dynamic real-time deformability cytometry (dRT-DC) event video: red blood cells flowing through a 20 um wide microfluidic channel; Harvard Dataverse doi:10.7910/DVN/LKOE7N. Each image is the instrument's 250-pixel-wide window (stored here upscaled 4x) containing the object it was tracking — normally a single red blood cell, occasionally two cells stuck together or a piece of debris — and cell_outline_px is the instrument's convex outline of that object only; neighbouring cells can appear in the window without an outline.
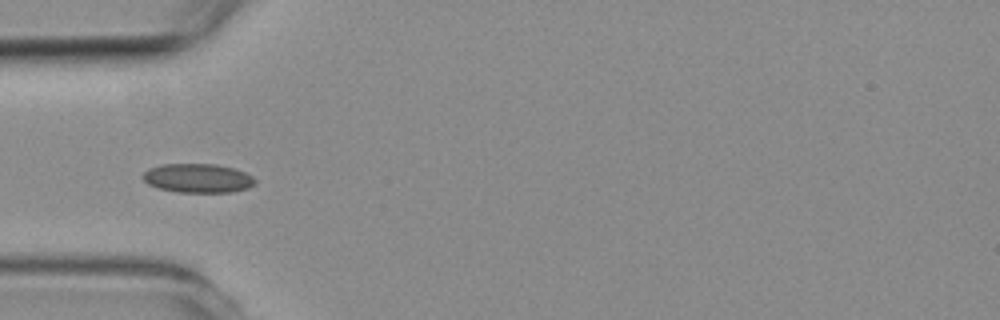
{"species": "common noctule bat (a hibernating species)", "species_latin": "Nyctalus noctula", "temperature_condition": "room temperature", "stored_images_in_passage": 1, "camera_frame_rate_fps": 3000, "um_per_image_px": 0.085, "animal": {"sex": "female", "body_mass_g": 19.3, "forearm_length_mm": 54.1}, "frame": {"image": 1, "passage_image": 1, "time_ms": 0.0, "image_size_px": [1000, 320], "cell_outline_px": [[256, 184], [248, 188], [232, 192], [176, 192], [156, 188], [148, 184], [140, 176], [148, 168], [160, 164], [216, 164], [232, 168], [244, 172], [252, 176], [256, 180]], "centroid_in_image_um": [16.78, 15.15], "position_along_channel_um": 68.2, "area_um2": 19.19}}